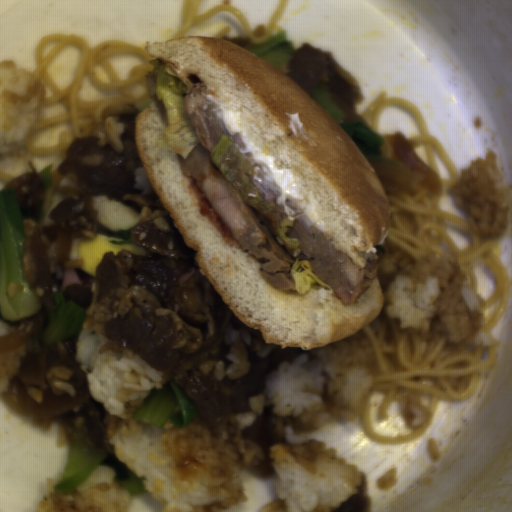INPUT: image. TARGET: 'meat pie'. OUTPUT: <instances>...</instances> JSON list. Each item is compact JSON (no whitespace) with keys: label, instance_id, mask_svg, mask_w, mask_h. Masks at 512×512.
Instances as JSON below:
<instances>
[{"label":"meat pie","instance_id":"b5893723","mask_svg":"<svg viewBox=\"0 0 512 512\" xmlns=\"http://www.w3.org/2000/svg\"><path fill=\"white\" fill-rule=\"evenodd\" d=\"M208 94L219 99L218 94L201 82L191 84L184 96V109L199 141L186 158L177 154L181 172L194 179L232 238L238 240L240 250H247L255 259L268 260L262 263L259 271L263 280L273 288L283 292L298 291L291 272L299 259L309 262L312 273L330 287L331 296L344 307L359 303L376 279L380 266L377 253L354 249L366 259L364 267L360 268L347 254L339 251L323 231L313 224L308 230L299 219L293 220V227H288L285 233L289 239L297 238L300 242L302 251L293 257L276 231L281 229V221L288 218L283 205L275 200L276 195L266 199L258 191L266 204H274V207L270 211L256 210L244 200L238 179L234 182L227 180L212 161V153L223 135H228L241 148L245 147L239 132L230 134L212 111L216 106L207 99Z\"/></svg>","mask_w":512,"mask_h":512},{"label":"meat pie","instance_id":"c0bc52ac","mask_svg":"<svg viewBox=\"0 0 512 512\" xmlns=\"http://www.w3.org/2000/svg\"><path fill=\"white\" fill-rule=\"evenodd\" d=\"M157 76H158V69L155 71V73L153 75H151L149 77H147V76L145 77V79L147 81V93H148L149 97L154 101V103L160 113L162 123L167 128L169 125L167 109H166L163 101L158 100V97H157V89H156Z\"/></svg>","mask_w":512,"mask_h":512}]
</instances>
